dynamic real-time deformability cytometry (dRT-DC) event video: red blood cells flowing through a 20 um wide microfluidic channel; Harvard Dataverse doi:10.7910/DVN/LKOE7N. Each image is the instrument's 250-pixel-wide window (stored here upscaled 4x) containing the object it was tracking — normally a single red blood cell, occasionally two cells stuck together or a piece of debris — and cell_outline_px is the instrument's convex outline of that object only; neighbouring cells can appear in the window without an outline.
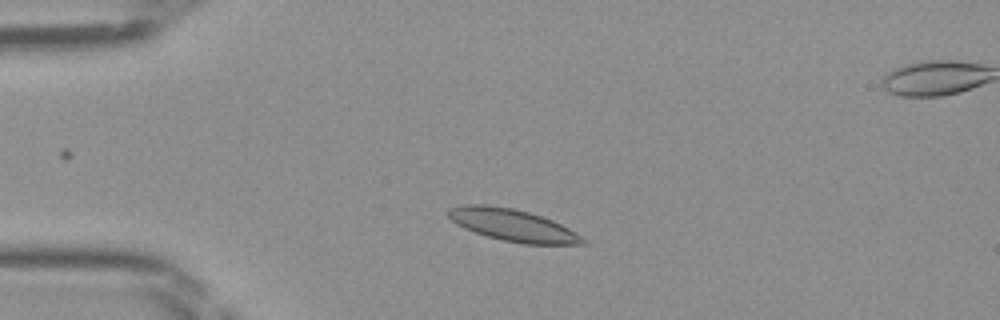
{"species": "Egyptian fruit bat (a non-hibernating species)", "species_latin": "Rousettus aegyptiacus", "temperature_condition": "room temperature", "stored_images_in_passage": 36, "camera_frame_rate_fps": 3000, "um_per_image_px": 0.085, "frame": {"image": 1, "passage_image": 8, "time_ms": 2.333, "image_size_px": [1000, 320], "cell_outline_px": [[588, 244], [524, 244], [504, 240], [488, 236], [464, 228], [456, 224], [448, 216], [448, 208], [464, 204], [488, 204], [512, 208], [528, 212], [552, 220], [576, 232], [588, 240]], "centroid_in_image_um": [43.59, 19.13], "position_along_channel_um": 41.4, "area_um2": 25.03}}
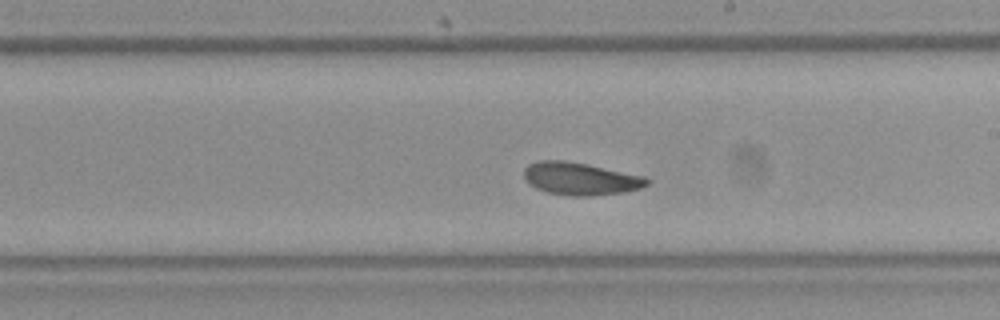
{"frame": {"image": 2, "passage_image": 24, "time_ms": 7.667, "image_size_px": [1000, 320], "cell_outline_px": [[652, 180], [648, 184], [640, 188], [624, 192], [592, 196], [572, 196], [548, 192], [536, 188], [524, 176], [524, 168], [528, 164], [540, 160], [564, 160], [588, 164], [644, 176]], "centroid_in_image_um": [49.36, 15.18], "position_along_channel_um": 239.6, "area_um2": 23.29}}
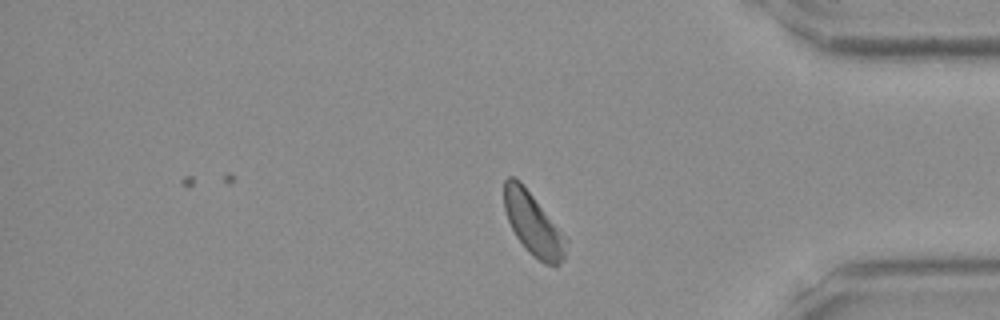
{"frame": {"image": 3, "passage_image": 36, "time_ms": 11.667, "image_size_px": [1000, 320], "cell_outline_px": [[568, 240], [564, 260], [560, 264], [544, 264], [532, 256], [524, 248], [516, 236], [508, 220], [504, 208], [504, 180], [508, 176], [512, 176], [520, 180]], "centroid_in_image_um": [45.31, 19.06], "position_along_channel_um": 389.9, "area_um2": 22.43}}